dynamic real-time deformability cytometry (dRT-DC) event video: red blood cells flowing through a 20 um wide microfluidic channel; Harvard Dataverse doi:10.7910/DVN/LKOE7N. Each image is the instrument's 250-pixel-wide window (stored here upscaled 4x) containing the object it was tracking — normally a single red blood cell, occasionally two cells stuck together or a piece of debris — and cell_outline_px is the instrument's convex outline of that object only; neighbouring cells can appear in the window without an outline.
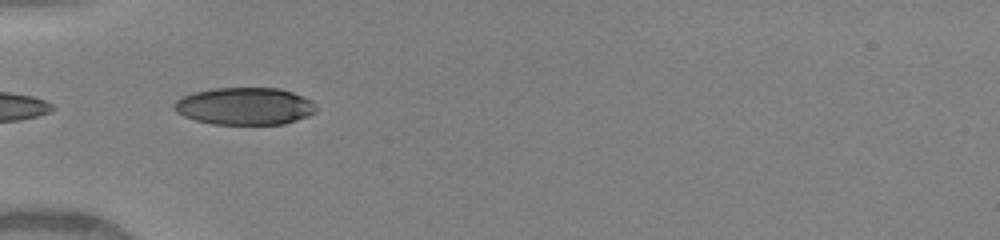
{"species": "human", "species_latin": "Homo sapiens", "temperature_condition": "warm", "stored_images_in_passage": 6, "camera_frame_rate_fps": 3000, "um_per_image_px": 0.085, "donor": {"sex": "female"}, "frame": {"image": 1, "passage_image": 1, "time_ms": 0.0, "image_size_px": [1000, 240], "cell_outline_px": [[316, 112], [296, 120], [284, 124], [212, 124], [196, 120], [184, 116], [176, 112], [172, 108], [172, 104], [176, 100], [184, 96], [196, 92], [212, 88], [280, 88], [292, 92], [312, 100], [316, 104]], "centroid_in_image_um": [20.8, 9.02], "position_along_channel_um": 64.2, "area_um2": 30.92}}